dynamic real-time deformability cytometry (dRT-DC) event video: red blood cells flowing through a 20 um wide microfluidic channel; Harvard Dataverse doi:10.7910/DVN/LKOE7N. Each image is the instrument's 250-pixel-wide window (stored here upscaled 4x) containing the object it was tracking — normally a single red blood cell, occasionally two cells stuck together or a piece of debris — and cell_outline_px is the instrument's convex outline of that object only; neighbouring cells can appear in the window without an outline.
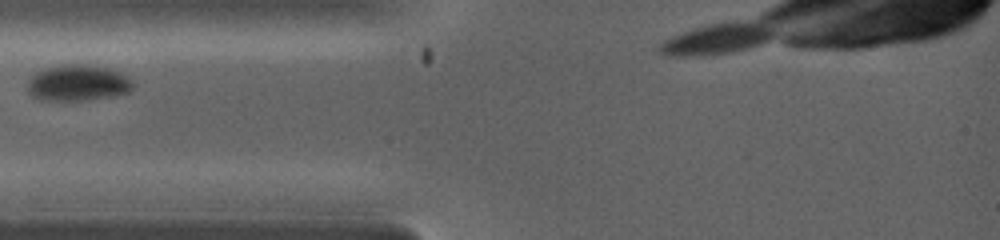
{"species": "common noctule bat (a hibernating species)", "species_latin": "Nyctalus noctula", "temperature_condition": "warm", "stored_images_in_passage": 5, "camera_frame_rate_fps": 5000, "um_per_image_px": 0.085, "animal": {"sex": "female", "body_mass_g": 19.0, "forearm_length_mm": 53.3}, "frame": {"image": 1, "passage_image": 1, "time_ms": 0.0, "image_size_px": [1000, 240], "cell_outline_px": [[132, 88], [128, 92], [108, 96], [80, 100], [40, 100], [32, 96], [28, 92], [28, 80], [36, 72], [44, 68], [68, 64], [84, 64], [108, 68], [120, 72], [132, 80]], "centroid_in_image_um": [6.57, 7.04], "position_along_channel_um": 78.4, "area_um2": 21.91}}